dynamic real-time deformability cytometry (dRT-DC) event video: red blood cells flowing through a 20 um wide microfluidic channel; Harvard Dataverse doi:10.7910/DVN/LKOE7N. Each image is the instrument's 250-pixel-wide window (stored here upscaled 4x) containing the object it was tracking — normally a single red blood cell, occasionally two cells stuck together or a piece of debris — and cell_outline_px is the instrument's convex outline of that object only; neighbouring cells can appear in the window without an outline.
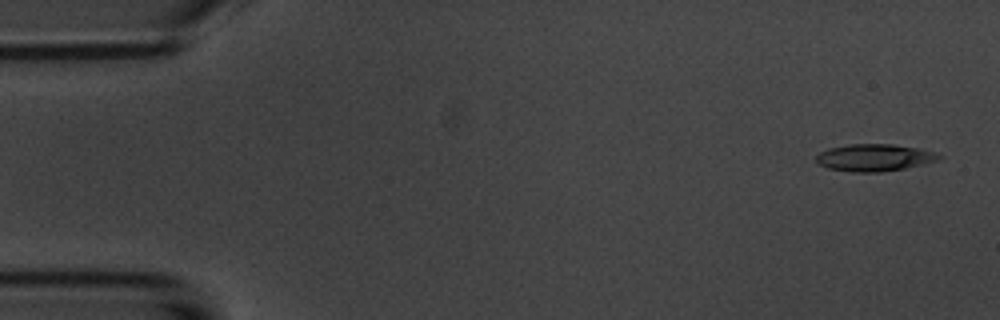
{"species": "common noctule bat (a hibernating species)", "species_latin": "Nyctalus noctula", "temperature_condition": "room temperature", "stored_images_in_passage": 4, "camera_frame_rate_fps": 3000, "um_per_image_px": 0.085, "animal": {"sex": "male", "body_mass_g": 20.1, "forearm_length_mm": 53.5}, "frame": {"image": 1, "passage_image": 1, "time_ms": 0.0, "image_size_px": [1000, 320], "cell_outline_px": [[944, 156], [940, 160], [904, 168], [880, 172], [852, 172], [828, 168], [820, 164], [816, 160], [816, 156], [820, 152], [828, 148], [848, 144], [892, 144], [916, 148], [932, 152]], "centroid_in_image_um": [74.3, 13.39], "position_along_channel_um": 10.7, "area_um2": 19.25}}
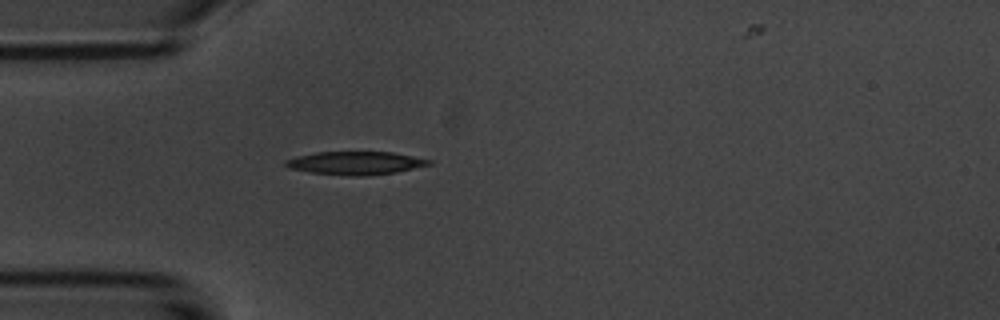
{"frame": {"image": 2, "passage_image": 4, "time_ms": 4.333, "image_size_px": [1000, 320], "cell_outline_px": [[432, 164], [396, 172], [364, 176], [348, 176], [312, 172], [288, 168], [284, 164], [284, 160], [296, 156], [316, 152], [392, 152], [432, 160]], "centroid_in_image_um": [30.19, 13.86], "position_along_channel_um": 54.8, "area_um2": 19.31}}